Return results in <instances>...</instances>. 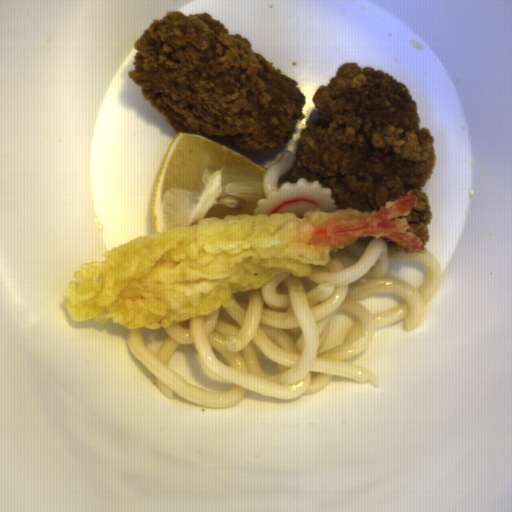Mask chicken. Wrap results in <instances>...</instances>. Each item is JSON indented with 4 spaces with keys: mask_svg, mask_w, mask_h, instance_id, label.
<instances>
[{
    "mask_svg": "<svg viewBox=\"0 0 512 512\" xmlns=\"http://www.w3.org/2000/svg\"><path fill=\"white\" fill-rule=\"evenodd\" d=\"M318 117L300 133L294 166L278 180L319 181L338 209L379 210L409 190L419 198L405 218L424 247L432 213L422 187L434 173V138L420 128L416 102L394 76L357 62L339 67L313 99Z\"/></svg>",
    "mask_w": 512,
    "mask_h": 512,
    "instance_id": "chicken-2",
    "label": "chicken"
},
{
    "mask_svg": "<svg viewBox=\"0 0 512 512\" xmlns=\"http://www.w3.org/2000/svg\"><path fill=\"white\" fill-rule=\"evenodd\" d=\"M134 48L128 77L176 134L263 155L285 147L304 118L299 83L211 14L168 11Z\"/></svg>",
    "mask_w": 512,
    "mask_h": 512,
    "instance_id": "chicken-1",
    "label": "chicken"
}]
</instances>
